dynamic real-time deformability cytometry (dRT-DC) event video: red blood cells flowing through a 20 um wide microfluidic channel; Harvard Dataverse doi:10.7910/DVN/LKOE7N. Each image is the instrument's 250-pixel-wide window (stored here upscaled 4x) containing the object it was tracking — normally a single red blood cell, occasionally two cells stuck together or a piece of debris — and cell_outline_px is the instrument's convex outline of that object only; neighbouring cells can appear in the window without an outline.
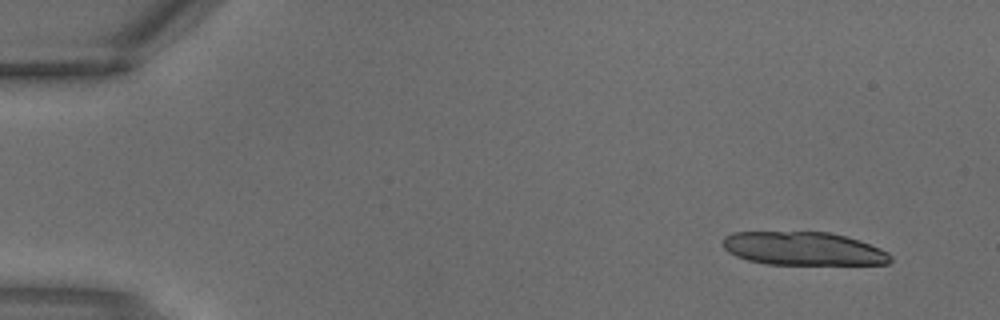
{"species": "common noctule bat (a hibernating species)", "species_latin": "Nyctalus noctula", "temperature_condition": "warm", "stored_images_in_passage": 3, "camera_frame_rate_fps": 3000, "um_per_image_px": 0.085, "animal": {"sex": "male", "body_mass_g": 18.8}, "frame": {"image": 1, "passage_image": 1, "time_ms": 0.0, "image_size_px": [1000, 320], "cell_outline_px": [[892, 260], [888, 264], [764, 264], [748, 260], [736, 256], [728, 252], [724, 248], [720, 240], [724, 236], [732, 232], [828, 232], [860, 240], [880, 248], [888, 252], [892, 256]], "centroid_in_image_um": [68.25, 21.13], "position_along_channel_um": 16.7, "area_um2": 32.77}}